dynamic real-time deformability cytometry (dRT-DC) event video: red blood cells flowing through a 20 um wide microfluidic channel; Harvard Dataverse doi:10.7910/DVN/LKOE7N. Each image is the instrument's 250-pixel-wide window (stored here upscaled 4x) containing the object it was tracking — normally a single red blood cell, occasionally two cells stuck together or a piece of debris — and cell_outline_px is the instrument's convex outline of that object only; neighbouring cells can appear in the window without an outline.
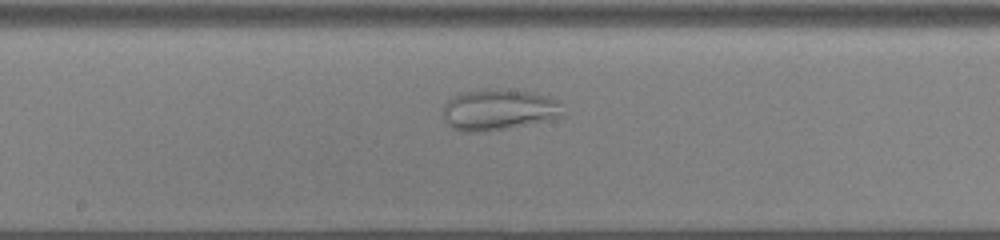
{"species": "common noctule bat (a hibernating species)", "species_latin": "Nyctalus noctula", "temperature_condition": "cold", "stored_images_in_passage": 41, "camera_frame_rate_fps": 3000, "um_per_image_px": 0.085, "animal": {"sex": "male", "body_mass_g": 13.0, "forearm_length_mm": 53.1}, "frame": {"image": 1, "passage_image": 22, "time_ms": 7.0, "image_size_px": [1000, 240], "cell_outline_px": [[564, 116], [548, 120], [484, 132], [460, 132], [452, 128], [448, 124], [444, 112], [444, 104], [448, 100], [464, 92], [528, 92], [552, 96], [556, 100]], "centroid_in_image_um": [42.39, 9.39], "position_along_channel_um": 205.8, "area_um2": 27.4}}
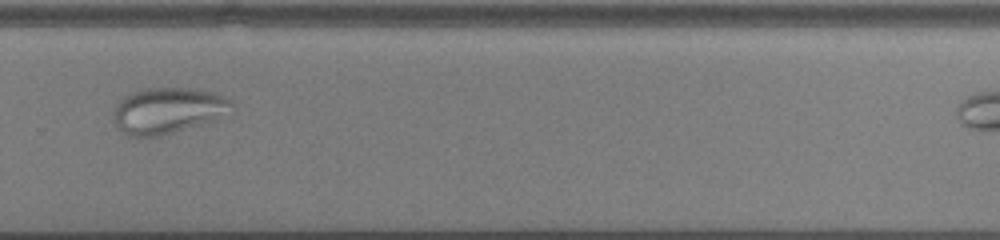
{"frame": {"image": 2, "passage_image": 31, "time_ms": 10.0, "image_size_px": [1000, 240], "cell_outline_px": [[232, 104], [216, 120], [160, 136], [128, 136], [116, 124], [116, 104], [124, 96], [140, 88], [192, 88], [216, 92], [232, 100]], "centroid_in_image_um": [14.27, 9.37], "position_along_channel_um": 315.5, "area_um2": 31.27}}
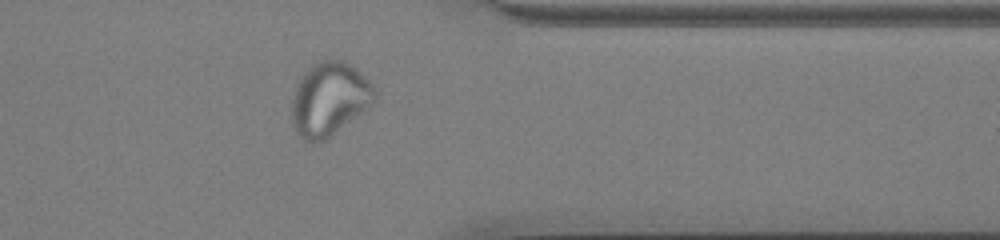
{"frame": {"image": 3, "passage_image": 37, "time_ms": 12.0, "image_size_px": [1000, 240], "cell_outline_px": [[376, 100], [368, 108], [324, 140], [304, 140], [296, 132], [292, 124], [292, 100], [296, 84], [304, 72], [312, 64], [320, 60], [344, 60], [356, 68], [368, 80], [376, 92]], "centroid_in_image_um": [27.99, 8.38], "position_along_channel_um": 383.4, "area_um2": 35.2}}